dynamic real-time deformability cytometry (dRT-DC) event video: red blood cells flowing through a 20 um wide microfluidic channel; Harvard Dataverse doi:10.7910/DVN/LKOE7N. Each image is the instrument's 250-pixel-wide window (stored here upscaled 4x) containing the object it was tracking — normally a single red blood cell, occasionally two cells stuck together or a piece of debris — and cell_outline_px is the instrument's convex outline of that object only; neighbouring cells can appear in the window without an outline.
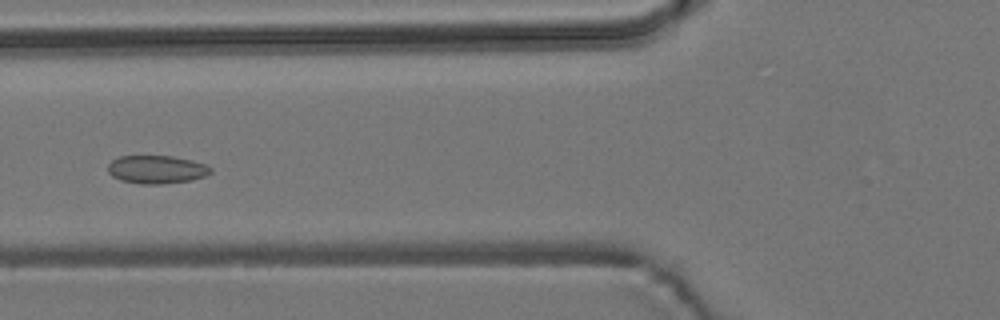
{"species": "common noctule bat (a hibernating species)", "species_latin": "Nyctalus noctula", "temperature_condition": "room temperature", "stored_images_in_passage": 6, "camera_frame_rate_fps": 3000, "um_per_image_px": 0.085, "animal": {"sex": "male", "body_mass_g": 19.2, "forearm_length_mm": 51.8}, "frame": {"image": 1, "passage_image": 6, "time_ms": 5.667, "image_size_px": [1000, 320], "cell_outline_px": [[212, 172], [204, 176], [192, 180], [160, 184], [140, 184], [120, 180], [112, 176], [108, 172], [108, 164], [112, 160], [120, 156], [172, 156], [192, 160], [208, 164], [212, 168]], "centroid_in_image_um": [13.33, 14.4], "position_along_channel_um": 112.5, "area_um2": 16.99}}